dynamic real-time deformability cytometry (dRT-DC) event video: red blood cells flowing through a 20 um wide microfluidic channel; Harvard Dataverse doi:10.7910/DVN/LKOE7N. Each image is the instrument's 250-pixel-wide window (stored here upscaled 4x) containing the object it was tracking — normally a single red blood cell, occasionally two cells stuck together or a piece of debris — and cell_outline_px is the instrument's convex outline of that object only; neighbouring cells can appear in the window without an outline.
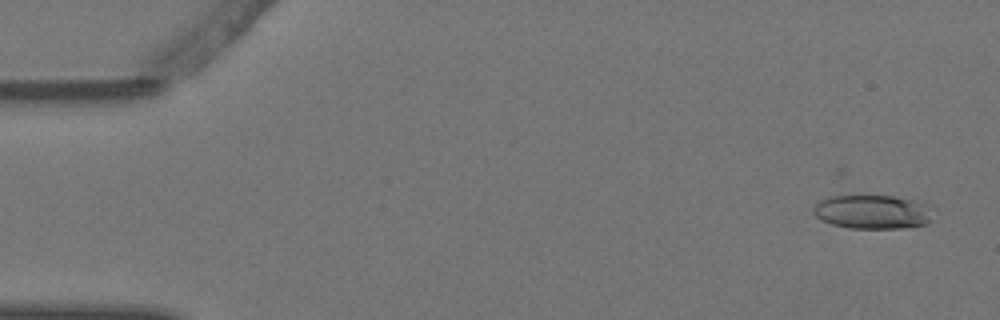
{"species": "Egyptian fruit bat (a non-hibernating species)", "species_latin": "Rousettus aegyptiacus", "temperature_condition": "warm", "stored_images_in_passage": 7, "camera_frame_rate_fps": 3000, "um_per_image_px": 0.085, "animal": {"sex": "female"}, "frame": {"image": 1, "passage_image": 2, "time_ms": 0.333, "image_size_px": [1000, 320], "cell_outline_px": [[936, 208], [928, 220], [924, 224], [900, 228], [852, 228], [832, 224], [820, 220], [812, 212], [812, 208], [820, 200], [828, 196], [840, 192], [896, 196], [924, 200], [932, 204]], "centroid_in_image_um": [74.18, 17.92], "position_along_channel_um": 10.8, "area_um2": 25.2}}
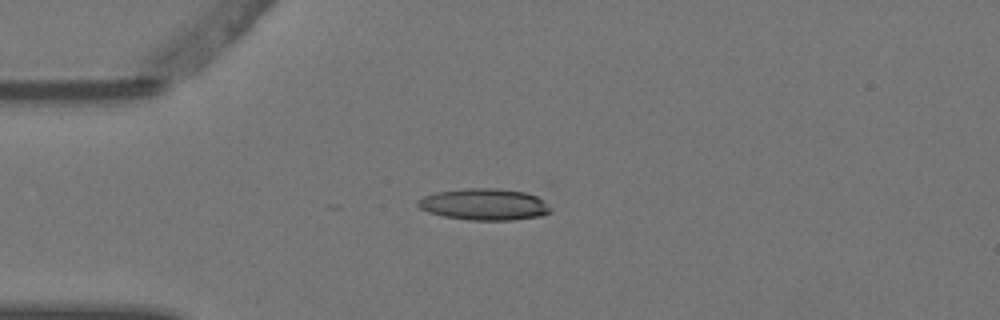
{"frame": {"image": 2, "passage_image": 5, "time_ms": 1.333, "image_size_px": [1000, 320], "cell_outline_px": [[552, 212], [540, 216], [512, 220], [468, 220], [444, 216], [428, 212], [420, 208], [416, 204], [416, 200], [424, 196], [436, 192], [464, 188], [496, 188], [544, 192], [552, 208]], "centroid_in_image_um": [41.34, 17.34], "position_along_channel_um": 43.7, "area_um2": 25.61}}
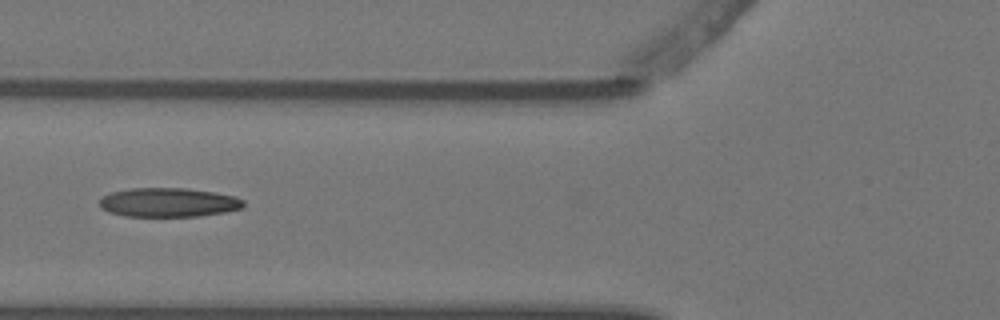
{"frame": {"image": 3, "passage_image": 7, "time_ms": 2.0, "image_size_px": [1000, 320], "cell_outline_px": [[244, 208], [224, 212], [200, 216], [124, 216], [108, 212], [100, 208], [100, 200], [104, 196], [112, 192], [128, 188], [188, 188], [216, 192], [236, 196], [244, 200]], "centroid_in_image_um": [14.35, 17.2], "position_along_channel_um": 111.5, "area_um2": 24.62}}